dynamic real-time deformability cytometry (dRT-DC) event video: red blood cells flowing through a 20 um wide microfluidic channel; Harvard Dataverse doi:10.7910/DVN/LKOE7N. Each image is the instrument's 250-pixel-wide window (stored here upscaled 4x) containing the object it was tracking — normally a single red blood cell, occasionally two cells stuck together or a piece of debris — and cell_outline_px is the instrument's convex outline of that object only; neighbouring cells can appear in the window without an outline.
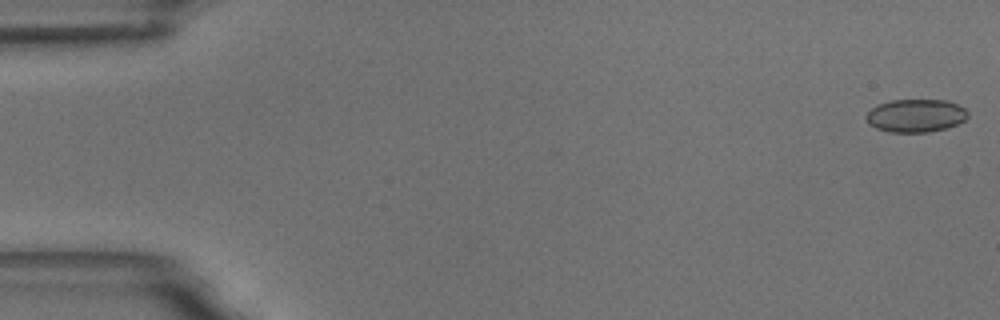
{"species": "common noctule bat (a hibernating species)", "species_latin": "Nyctalus noctula", "temperature_condition": "room temperature", "stored_images_in_passage": 58, "camera_frame_rate_fps": 3000, "um_per_image_px": 0.085, "animal": {"sex": "male", "body_mass_g": 18.8}, "frame": {"image": 1, "passage_image": 1, "time_ms": 0.0, "image_size_px": [1000, 320], "cell_outline_px": [[968, 116], [964, 120], [956, 124], [944, 128], [928, 132], [888, 132], [876, 128], [868, 124], [864, 116], [876, 104], [888, 100], [948, 100], [964, 108], [968, 112]], "centroid_in_image_um": [77.79, 9.82], "position_along_channel_um": 7.2, "area_um2": 19.65}}
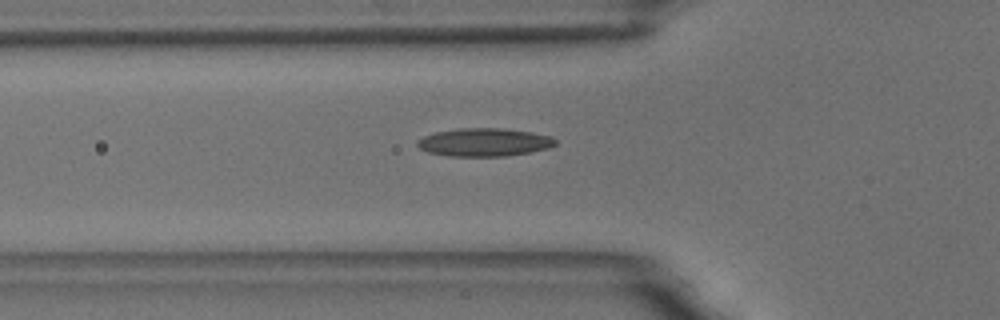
{"frame": {"image": 2, "passage_image": 20, "time_ms": 6.333, "image_size_px": [1000, 320], "cell_outline_px": [[556, 144], [548, 148], [508, 156], [448, 156], [428, 152], [420, 148], [416, 144], [416, 140], [424, 136], [436, 132], [460, 128], [500, 128], [532, 132], [552, 136], [556, 140]], "centroid_in_image_um": [41.15, 12.09], "position_along_channel_um": 84.6, "area_um2": 22.6}}
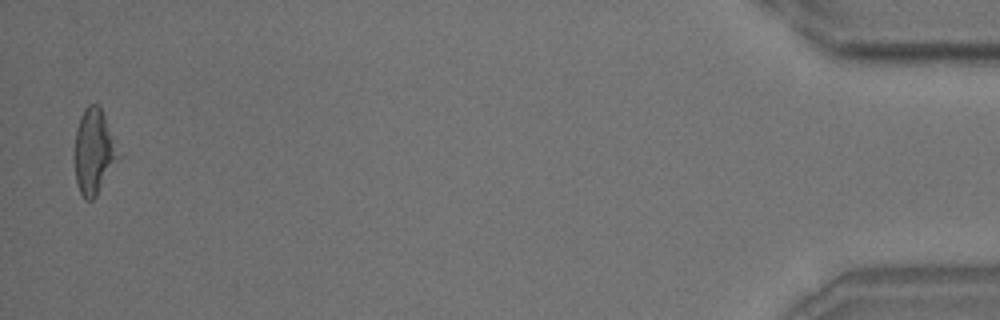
{"frame": {"image": 3, "passage_image": 57, "time_ms": 18.667, "image_size_px": [1000, 320], "cell_outline_px": [[120, 156], [96, 196], [92, 200], [84, 200], [76, 184], [76, 128], [80, 116], [84, 108], [88, 104], [100, 104]], "centroid_in_image_um": [7.97, 12.87], "position_along_channel_um": 427.2, "area_um2": 21.27}, "authors_computed_cell_mechanics": {"area_um2": 21.0392, "velocity_mm_per_s": 3.5259, "shape_relaxation_time_tau1_ms": null, "shape_relaxation_time_tau2_ms": 2.0216, "deformation_change_tau1": null, "deformation_change_tau2": 0.1216}}